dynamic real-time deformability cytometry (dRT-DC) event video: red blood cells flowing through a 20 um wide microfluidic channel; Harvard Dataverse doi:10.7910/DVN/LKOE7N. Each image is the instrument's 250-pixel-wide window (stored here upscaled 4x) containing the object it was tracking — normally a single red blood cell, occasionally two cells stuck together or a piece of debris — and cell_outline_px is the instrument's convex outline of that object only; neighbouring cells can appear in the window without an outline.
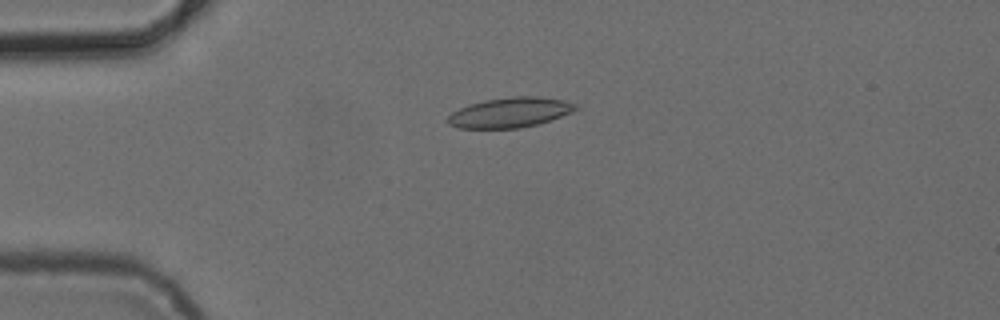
{"species": "common noctule bat (a hibernating species)", "species_latin": "Nyctalus noctula", "temperature_condition": "cold", "stored_images_in_passage": 8, "camera_frame_rate_fps": 3000, "um_per_image_px": 0.085, "animal": {"sex": "female", "body_mass_g": 24.6, "forearm_length_mm": 56.2}, "frame": {"image": 1, "passage_image": 4, "time_ms": 3.333, "image_size_px": [1000, 320], "cell_outline_px": [[580, 108], [572, 112], [540, 124], [520, 128], [456, 128], [448, 124], [444, 120], [452, 112], [468, 104], [484, 100], [512, 96], [536, 96], [564, 100], [576, 104]], "centroid_in_image_um": [43.33, 9.56], "position_along_channel_um": 41.7, "area_um2": 22.66}}
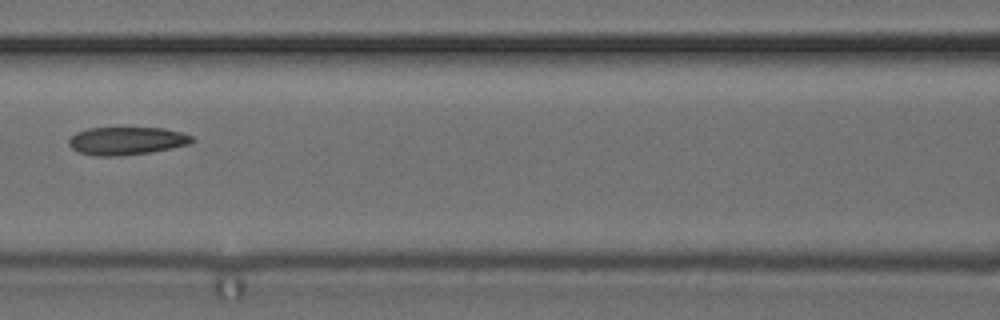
{"frame": {"image": 2, "passage_image": 7, "time_ms": 7.0, "image_size_px": [1000, 320], "cell_outline_px": [[196, 140], [192, 144], [152, 152], [124, 156], [96, 156], [80, 152], [72, 148], [68, 144], [68, 140], [76, 132], [88, 128], [164, 128], [180, 132], [192, 136]], "centroid_in_image_um": [10.8, 11.98], "position_along_channel_um": 155.8, "area_um2": 20.23}}
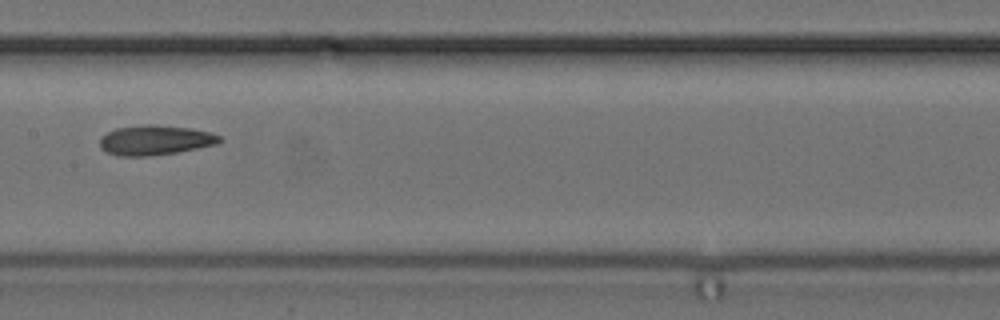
{"frame": {"image": 3, "passage_image": 8, "time_ms": 8.0, "image_size_px": [1000, 320], "cell_outline_px": [[224, 140], [216, 144], [176, 152], [152, 156], [116, 156], [104, 152], [100, 148], [100, 136], [116, 128], [144, 124], [152, 124], [192, 128], [208, 132], [220, 136]], "centroid_in_image_um": [13.14, 11.91], "position_along_channel_um": 194.3, "area_um2": 20.98}}